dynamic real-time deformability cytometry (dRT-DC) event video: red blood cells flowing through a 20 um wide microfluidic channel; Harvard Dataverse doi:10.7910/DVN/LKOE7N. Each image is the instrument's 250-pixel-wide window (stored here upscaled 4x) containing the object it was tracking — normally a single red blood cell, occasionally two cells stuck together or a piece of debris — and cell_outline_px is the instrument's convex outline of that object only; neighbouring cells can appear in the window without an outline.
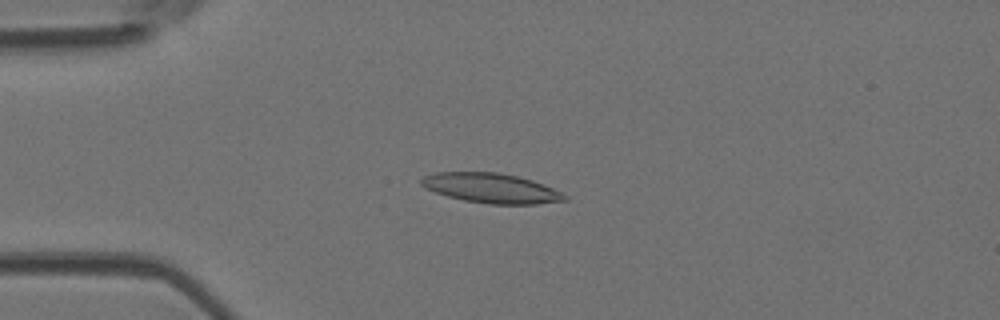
{"species": "Egyptian fruit bat (a non-hibernating species)", "species_latin": "Rousettus aegyptiacus", "temperature_condition": "room temperature", "stored_images_in_passage": 8, "camera_frame_rate_fps": 3000, "um_per_image_px": 0.085, "animal": {"sex": "female"}, "frame": {"image": 1, "passage_image": 4, "time_ms": 1.0, "image_size_px": [1000, 320], "cell_outline_px": [[568, 200], [536, 204], [488, 204], [464, 200], [448, 196], [436, 192], [420, 184], [420, 180], [424, 176], [436, 172], [496, 172], [516, 176], [532, 180], [564, 192], [568, 196]], "centroid_in_image_um": [41.8, 15.99], "position_along_channel_um": 43.2, "area_um2": 24.8}}
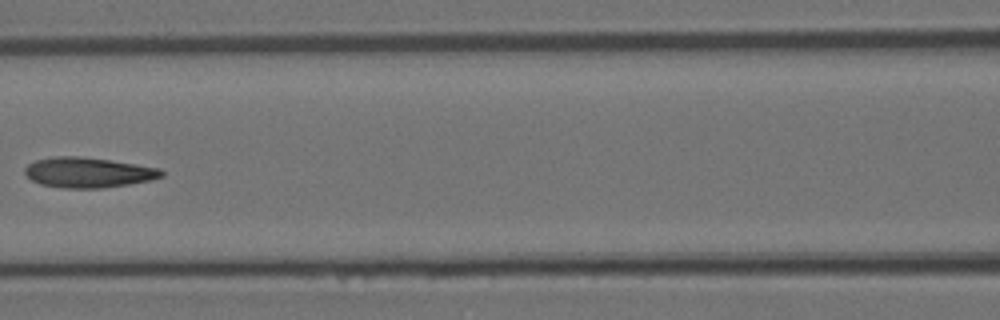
{"frame": {"image": 2, "passage_image": 7, "time_ms": 2.0, "image_size_px": [1000, 320], "cell_outline_px": [[164, 176], [152, 180], [104, 188], [64, 188], [40, 184], [32, 180], [24, 172], [24, 168], [28, 164], [36, 160], [56, 156], [80, 156], [136, 164], [160, 168], [164, 172]], "centroid_in_image_um": [7.51, 14.66], "position_along_channel_um": 159.1, "area_um2": 24.04}}
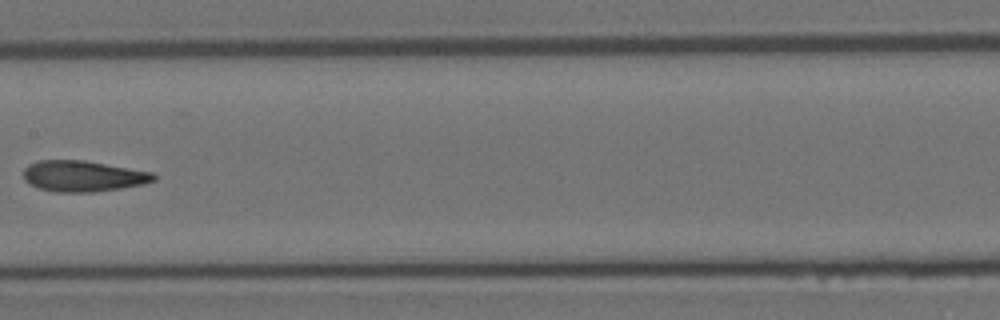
{"frame": {"image": 3, "passage_image": 8, "time_ms": 2.333, "image_size_px": [1000, 320], "cell_outline_px": [[156, 180], [144, 184], [120, 188], [92, 192], [56, 192], [40, 188], [24, 180], [24, 168], [28, 164], [36, 160], [84, 160], [156, 172]], "centroid_in_image_um": [7.1, 14.95], "position_along_channel_um": 200.3, "area_um2": 23.64}}